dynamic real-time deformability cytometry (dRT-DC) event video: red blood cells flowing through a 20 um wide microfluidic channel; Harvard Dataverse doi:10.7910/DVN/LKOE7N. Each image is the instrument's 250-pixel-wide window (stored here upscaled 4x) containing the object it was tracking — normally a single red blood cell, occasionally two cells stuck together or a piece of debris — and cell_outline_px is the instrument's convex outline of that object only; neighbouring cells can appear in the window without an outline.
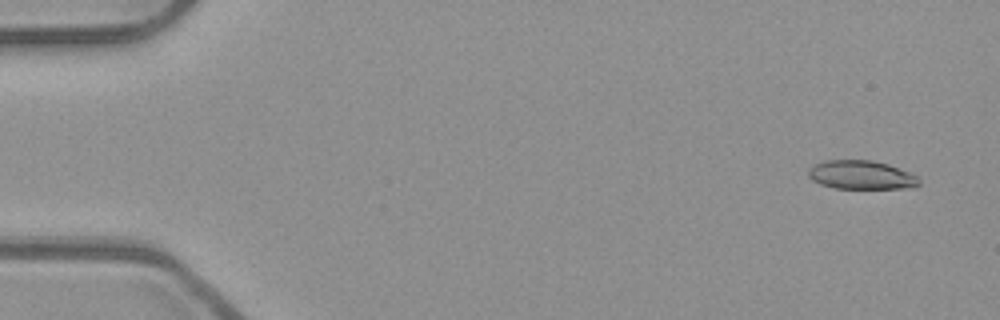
{"species": "common noctule bat (a hibernating species)", "species_latin": "Nyctalus noctula", "temperature_condition": "room temperature", "stored_images_in_passage": 53, "camera_frame_rate_fps": 3000, "um_per_image_px": 0.085, "animal": {"sex": "male", "body_mass_g": 23.1, "forearm_length_mm": 52.7}, "frame": {"image": 1, "passage_image": 3, "time_ms": 0.667, "image_size_px": [1000, 320], "cell_outline_px": [[920, 184], [916, 188], [836, 188], [820, 184], [812, 180], [808, 176], [808, 168], [824, 160], [872, 160], [888, 164], [912, 172], [920, 176]], "centroid_in_image_um": [73.27, 14.87], "position_along_channel_um": 11.7, "area_um2": 18.84}}
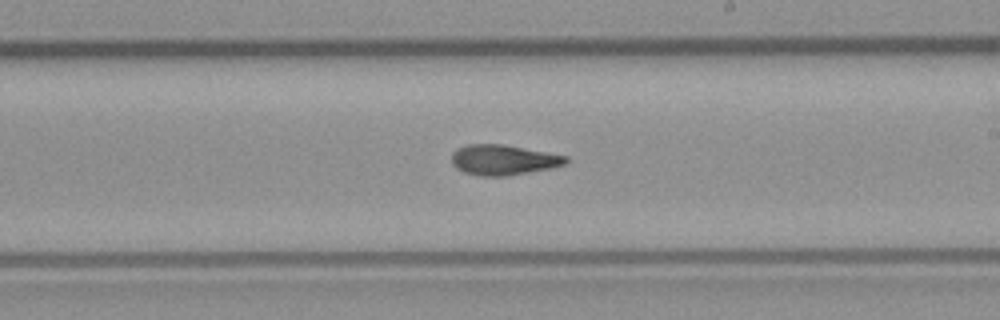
{"frame": {"image": 2, "passage_image": 31, "time_ms": 10.0, "image_size_px": [1000, 320], "cell_outline_px": [[568, 164], [552, 168], [508, 176], [480, 176], [464, 172], [456, 168], [452, 164], [452, 152], [456, 148], [468, 144], [504, 144], [568, 156]], "centroid_in_image_um": [42.79, 13.59], "position_along_channel_um": 246.2, "area_um2": 20.4}}
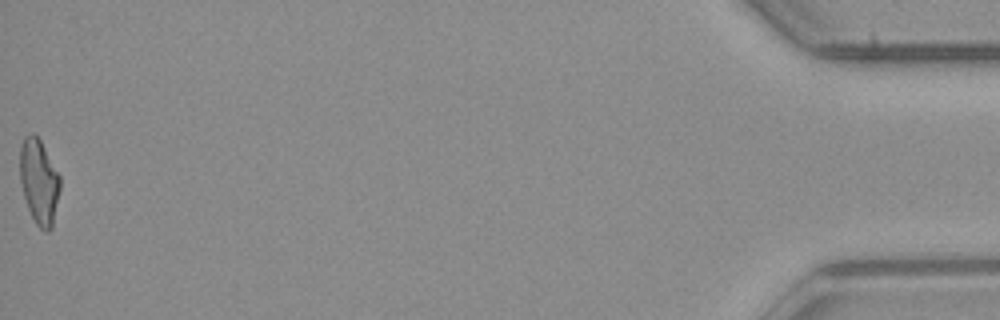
{"frame": {"image": 3, "passage_image": 53, "time_ms": 17.333, "image_size_px": [1000, 320], "cell_outline_px": [[60, 188], [52, 228], [48, 232], [44, 232], [36, 224], [28, 208], [24, 196], [20, 180], [20, 148], [24, 136], [32, 132], [40, 140], [60, 176]], "centroid_in_image_um": [3.32, 15.45], "position_along_channel_um": 431.9, "area_um2": 19.77}, "authors_computed_cell_mechanics": {"area_um2": 19.8832, "velocity_mm_per_s": 3.9505, "shape_relaxation_time_tau1_ms": null, "shape_relaxation_time_tau2_ms": 4.6473, "deformation_change_tau1": null, "deformation_change_tau2": 0.147}}